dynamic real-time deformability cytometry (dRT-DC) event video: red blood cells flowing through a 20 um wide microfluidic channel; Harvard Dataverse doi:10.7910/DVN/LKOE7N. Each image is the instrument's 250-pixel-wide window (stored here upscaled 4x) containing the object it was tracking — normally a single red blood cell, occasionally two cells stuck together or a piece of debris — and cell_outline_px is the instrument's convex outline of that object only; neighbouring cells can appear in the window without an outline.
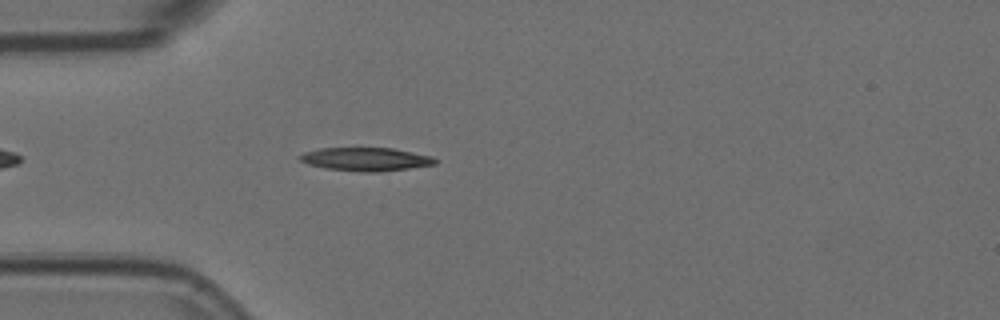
{"species": "Egyptian fruit bat (a non-hibernating species)", "species_latin": "Rousettus aegyptiacus", "temperature_condition": "room temperature", "stored_images_in_passage": 46, "camera_frame_rate_fps": 3000, "um_per_image_px": 0.085, "animal": {"sex": "female"}, "frame": {"image": 1, "passage_image": 6, "time_ms": 1.667, "image_size_px": [1000, 320], "cell_outline_px": [[436, 164], [380, 172], [360, 172], [324, 168], [308, 164], [300, 160], [296, 156], [304, 152], [320, 148], [392, 148], [432, 156], [436, 160]], "centroid_in_image_um": [31.05, 13.53], "position_along_channel_um": 54.0, "area_um2": 18.44}}
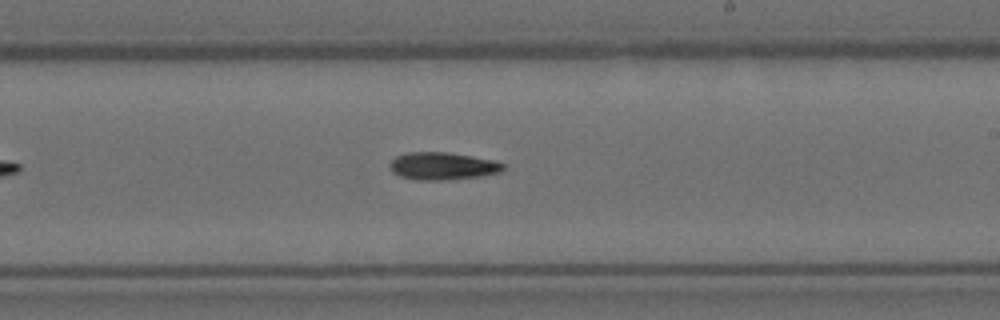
{"frame": {"image": 2, "passage_image": 23, "time_ms": 7.333, "image_size_px": [1000, 320], "cell_outline_px": [[504, 168], [500, 172], [480, 176], [444, 180], [416, 180], [400, 176], [392, 172], [388, 168], [388, 164], [396, 156], [408, 152], [448, 152], [496, 160], [504, 164]], "centroid_in_image_um": [37.59, 14.11], "position_along_channel_um": 251.4, "area_um2": 18.32}}
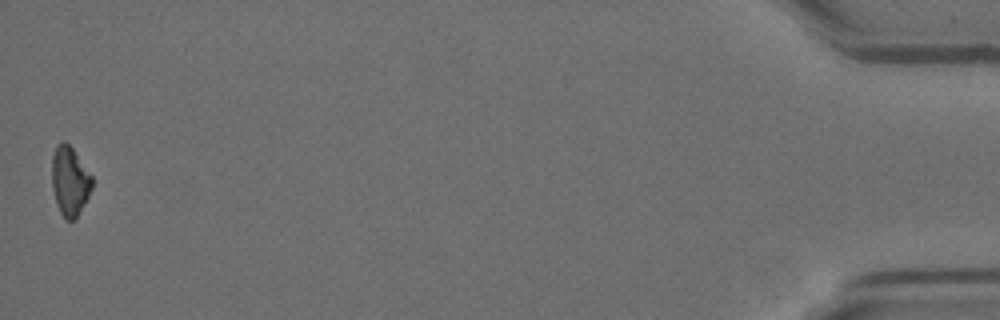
{"frame": {"image": 3, "passage_image": 46, "time_ms": 15.0, "image_size_px": [1000, 320], "cell_outline_px": [[92, 188], [88, 196], [76, 216], [72, 220], [64, 220], [56, 204], [52, 188], [52, 156], [56, 144], [64, 140], [72, 148], [92, 176]], "centroid_in_image_um": [5.9, 15.37], "position_along_channel_um": 429.3, "area_um2": 16.07}}